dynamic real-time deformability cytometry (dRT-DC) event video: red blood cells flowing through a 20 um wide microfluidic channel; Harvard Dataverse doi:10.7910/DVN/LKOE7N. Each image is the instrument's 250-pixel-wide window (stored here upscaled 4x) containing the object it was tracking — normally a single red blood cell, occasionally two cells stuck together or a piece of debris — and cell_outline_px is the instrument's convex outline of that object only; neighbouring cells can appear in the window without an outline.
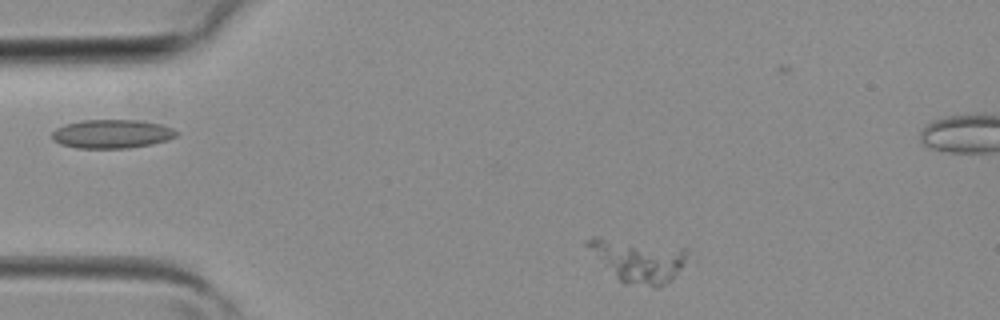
{"species": "common noctule bat (a hibernating species)", "species_latin": "Nyctalus noctula", "temperature_condition": "room temperature", "stored_images_in_passage": 3, "camera_frame_rate_fps": 3000, "um_per_image_px": 0.085, "animal": {"sex": "female", "body_mass_g": 19.3, "forearm_length_mm": 54.1}, "frame": {"image": 1, "passage_image": 3, "time_ms": 0.667, "image_size_px": [1000, 320], "cell_outline_px": [[688, 256], [672, 280], [660, 288], [656, 288], [624, 284], [584, 244], [584, 240], [592, 236], [596, 236], [688, 248]], "centroid_in_image_um": [54.28, 22.13], "position_along_channel_um": 30.7, "area_um2": 24.91}}